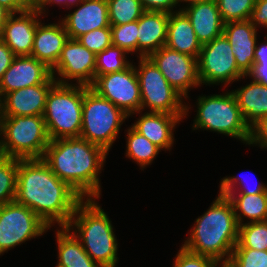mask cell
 <instances>
[{
    "label": "cell",
    "instance_id": "1",
    "mask_svg": "<svg viewBox=\"0 0 267 267\" xmlns=\"http://www.w3.org/2000/svg\"><path fill=\"white\" fill-rule=\"evenodd\" d=\"M83 198L41 159H18L14 201L25 205L50 228L66 227Z\"/></svg>",
    "mask_w": 267,
    "mask_h": 267
},
{
    "label": "cell",
    "instance_id": "2",
    "mask_svg": "<svg viewBox=\"0 0 267 267\" xmlns=\"http://www.w3.org/2000/svg\"><path fill=\"white\" fill-rule=\"evenodd\" d=\"M108 152L81 137L50 140L43 160L84 200L101 195L100 173Z\"/></svg>",
    "mask_w": 267,
    "mask_h": 267
},
{
    "label": "cell",
    "instance_id": "3",
    "mask_svg": "<svg viewBox=\"0 0 267 267\" xmlns=\"http://www.w3.org/2000/svg\"><path fill=\"white\" fill-rule=\"evenodd\" d=\"M195 220L190 237L182 246L216 261L229 260L239 236V224L231 200L218 194L207 211Z\"/></svg>",
    "mask_w": 267,
    "mask_h": 267
},
{
    "label": "cell",
    "instance_id": "4",
    "mask_svg": "<svg viewBox=\"0 0 267 267\" xmlns=\"http://www.w3.org/2000/svg\"><path fill=\"white\" fill-rule=\"evenodd\" d=\"M111 222L96 199H83L66 226L100 267H116L119 260Z\"/></svg>",
    "mask_w": 267,
    "mask_h": 267
},
{
    "label": "cell",
    "instance_id": "5",
    "mask_svg": "<svg viewBox=\"0 0 267 267\" xmlns=\"http://www.w3.org/2000/svg\"><path fill=\"white\" fill-rule=\"evenodd\" d=\"M88 88L58 82L52 86L43 114L50 140L80 137L84 92Z\"/></svg>",
    "mask_w": 267,
    "mask_h": 267
},
{
    "label": "cell",
    "instance_id": "6",
    "mask_svg": "<svg viewBox=\"0 0 267 267\" xmlns=\"http://www.w3.org/2000/svg\"><path fill=\"white\" fill-rule=\"evenodd\" d=\"M0 155L41 159L50 139L43 116H0Z\"/></svg>",
    "mask_w": 267,
    "mask_h": 267
},
{
    "label": "cell",
    "instance_id": "7",
    "mask_svg": "<svg viewBox=\"0 0 267 267\" xmlns=\"http://www.w3.org/2000/svg\"><path fill=\"white\" fill-rule=\"evenodd\" d=\"M197 114L193 120V130L202 129L217 132L249 144L251 129L244 117L233 93L198 96Z\"/></svg>",
    "mask_w": 267,
    "mask_h": 267
},
{
    "label": "cell",
    "instance_id": "8",
    "mask_svg": "<svg viewBox=\"0 0 267 267\" xmlns=\"http://www.w3.org/2000/svg\"><path fill=\"white\" fill-rule=\"evenodd\" d=\"M127 118L121 109L89 87L84 92L80 137L109 153Z\"/></svg>",
    "mask_w": 267,
    "mask_h": 267
},
{
    "label": "cell",
    "instance_id": "9",
    "mask_svg": "<svg viewBox=\"0 0 267 267\" xmlns=\"http://www.w3.org/2000/svg\"><path fill=\"white\" fill-rule=\"evenodd\" d=\"M135 70L140 84L141 110L162 112L171 115L188 116V104L184 97L177 92L166 80L158 67L149 57H139Z\"/></svg>",
    "mask_w": 267,
    "mask_h": 267
},
{
    "label": "cell",
    "instance_id": "10",
    "mask_svg": "<svg viewBox=\"0 0 267 267\" xmlns=\"http://www.w3.org/2000/svg\"><path fill=\"white\" fill-rule=\"evenodd\" d=\"M197 65L201 85H230L234 81L247 79L237 67L232 46L224 34L202 45Z\"/></svg>",
    "mask_w": 267,
    "mask_h": 267
},
{
    "label": "cell",
    "instance_id": "11",
    "mask_svg": "<svg viewBox=\"0 0 267 267\" xmlns=\"http://www.w3.org/2000/svg\"><path fill=\"white\" fill-rule=\"evenodd\" d=\"M50 227L31 209L15 201L0 207V255L35 239Z\"/></svg>",
    "mask_w": 267,
    "mask_h": 267
},
{
    "label": "cell",
    "instance_id": "12",
    "mask_svg": "<svg viewBox=\"0 0 267 267\" xmlns=\"http://www.w3.org/2000/svg\"><path fill=\"white\" fill-rule=\"evenodd\" d=\"M90 88L129 117L141 110L140 84L133 64L120 72L98 76Z\"/></svg>",
    "mask_w": 267,
    "mask_h": 267
},
{
    "label": "cell",
    "instance_id": "13",
    "mask_svg": "<svg viewBox=\"0 0 267 267\" xmlns=\"http://www.w3.org/2000/svg\"><path fill=\"white\" fill-rule=\"evenodd\" d=\"M149 58L158 67L167 82L185 99H188V92L191 88L201 86L197 58L167 46L153 52Z\"/></svg>",
    "mask_w": 267,
    "mask_h": 267
},
{
    "label": "cell",
    "instance_id": "14",
    "mask_svg": "<svg viewBox=\"0 0 267 267\" xmlns=\"http://www.w3.org/2000/svg\"><path fill=\"white\" fill-rule=\"evenodd\" d=\"M96 55L83 46L77 39H68L63 46L56 65L51 69L54 79L61 84L90 87L95 80ZM58 76L56 78V75ZM56 74V75H55ZM70 81V83H69Z\"/></svg>",
    "mask_w": 267,
    "mask_h": 267
},
{
    "label": "cell",
    "instance_id": "15",
    "mask_svg": "<svg viewBox=\"0 0 267 267\" xmlns=\"http://www.w3.org/2000/svg\"><path fill=\"white\" fill-rule=\"evenodd\" d=\"M51 69L32 56H15L0 81V100L9 92L46 83Z\"/></svg>",
    "mask_w": 267,
    "mask_h": 267
},
{
    "label": "cell",
    "instance_id": "16",
    "mask_svg": "<svg viewBox=\"0 0 267 267\" xmlns=\"http://www.w3.org/2000/svg\"><path fill=\"white\" fill-rule=\"evenodd\" d=\"M40 16L43 17L38 9H26L17 14L12 13L7 18L0 39L15 56H31L36 28L41 22Z\"/></svg>",
    "mask_w": 267,
    "mask_h": 267
},
{
    "label": "cell",
    "instance_id": "17",
    "mask_svg": "<svg viewBox=\"0 0 267 267\" xmlns=\"http://www.w3.org/2000/svg\"><path fill=\"white\" fill-rule=\"evenodd\" d=\"M56 82L52 76L44 84L7 93L0 100V116H43L47 95Z\"/></svg>",
    "mask_w": 267,
    "mask_h": 267
},
{
    "label": "cell",
    "instance_id": "18",
    "mask_svg": "<svg viewBox=\"0 0 267 267\" xmlns=\"http://www.w3.org/2000/svg\"><path fill=\"white\" fill-rule=\"evenodd\" d=\"M72 6L77 9L60 20L70 39L111 26L107 0H76Z\"/></svg>",
    "mask_w": 267,
    "mask_h": 267
},
{
    "label": "cell",
    "instance_id": "19",
    "mask_svg": "<svg viewBox=\"0 0 267 267\" xmlns=\"http://www.w3.org/2000/svg\"><path fill=\"white\" fill-rule=\"evenodd\" d=\"M138 120L131 127L145 136L161 150H170L174 144V128L185 118V115H171L162 112H137ZM143 113V114H142Z\"/></svg>",
    "mask_w": 267,
    "mask_h": 267
},
{
    "label": "cell",
    "instance_id": "20",
    "mask_svg": "<svg viewBox=\"0 0 267 267\" xmlns=\"http://www.w3.org/2000/svg\"><path fill=\"white\" fill-rule=\"evenodd\" d=\"M181 10L189 18L201 45L223 34L225 23L216 0H199L186 4Z\"/></svg>",
    "mask_w": 267,
    "mask_h": 267
},
{
    "label": "cell",
    "instance_id": "21",
    "mask_svg": "<svg viewBox=\"0 0 267 267\" xmlns=\"http://www.w3.org/2000/svg\"><path fill=\"white\" fill-rule=\"evenodd\" d=\"M223 34L232 46L237 67L247 75L254 63L257 28L249 20L228 22L224 24Z\"/></svg>",
    "mask_w": 267,
    "mask_h": 267
},
{
    "label": "cell",
    "instance_id": "22",
    "mask_svg": "<svg viewBox=\"0 0 267 267\" xmlns=\"http://www.w3.org/2000/svg\"><path fill=\"white\" fill-rule=\"evenodd\" d=\"M169 13L145 11L138 19L137 57H149L166 45Z\"/></svg>",
    "mask_w": 267,
    "mask_h": 267
},
{
    "label": "cell",
    "instance_id": "23",
    "mask_svg": "<svg viewBox=\"0 0 267 267\" xmlns=\"http://www.w3.org/2000/svg\"><path fill=\"white\" fill-rule=\"evenodd\" d=\"M69 39L61 21L37 25L31 56L52 69L59 60L62 49Z\"/></svg>",
    "mask_w": 267,
    "mask_h": 267
},
{
    "label": "cell",
    "instance_id": "24",
    "mask_svg": "<svg viewBox=\"0 0 267 267\" xmlns=\"http://www.w3.org/2000/svg\"><path fill=\"white\" fill-rule=\"evenodd\" d=\"M167 47L198 59L201 43L197 40L193 26L186 14L179 8L169 13Z\"/></svg>",
    "mask_w": 267,
    "mask_h": 267
},
{
    "label": "cell",
    "instance_id": "25",
    "mask_svg": "<svg viewBox=\"0 0 267 267\" xmlns=\"http://www.w3.org/2000/svg\"><path fill=\"white\" fill-rule=\"evenodd\" d=\"M244 117L245 123L251 129L267 115V86L254 82L231 91Z\"/></svg>",
    "mask_w": 267,
    "mask_h": 267
},
{
    "label": "cell",
    "instance_id": "26",
    "mask_svg": "<svg viewBox=\"0 0 267 267\" xmlns=\"http://www.w3.org/2000/svg\"><path fill=\"white\" fill-rule=\"evenodd\" d=\"M57 267H100L86 253L80 241L67 227L56 229Z\"/></svg>",
    "mask_w": 267,
    "mask_h": 267
},
{
    "label": "cell",
    "instance_id": "27",
    "mask_svg": "<svg viewBox=\"0 0 267 267\" xmlns=\"http://www.w3.org/2000/svg\"><path fill=\"white\" fill-rule=\"evenodd\" d=\"M227 196L234 207L239 226L244 224L243 218L258 222L267 220V191L257 194H221ZM243 222V223H242Z\"/></svg>",
    "mask_w": 267,
    "mask_h": 267
},
{
    "label": "cell",
    "instance_id": "28",
    "mask_svg": "<svg viewBox=\"0 0 267 267\" xmlns=\"http://www.w3.org/2000/svg\"><path fill=\"white\" fill-rule=\"evenodd\" d=\"M126 157L136 162L142 170L151 165L161 149L139 134L131 126L126 130Z\"/></svg>",
    "mask_w": 267,
    "mask_h": 267
},
{
    "label": "cell",
    "instance_id": "29",
    "mask_svg": "<svg viewBox=\"0 0 267 267\" xmlns=\"http://www.w3.org/2000/svg\"><path fill=\"white\" fill-rule=\"evenodd\" d=\"M127 54L123 49L114 45L98 53L96 55L95 79L100 75L120 72L128 68L133 62L127 59Z\"/></svg>",
    "mask_w": 267,
    "mask_h": 267
},
{
    "label": "cell",
    "instance_id": "30",
    "mask_svg": "<svg viewBox=\"0 0 267 267\" xmlns=\"http://www.w3.org/2000/svg\"><path fill=\"white\" fill-rule=\"evenodd\" d=\"M110 25L137 21L145 12L140 0H107Z\"/></svg>",
    "mask_w": 267,
    "mask_h": 267
},
{
    "label": "cell",
    "instance_id": "31",
    "mask_svg": "<svg viewBox=\"0 0 267 267\" xmlns=\"http://www.w3.org/2000/svg\"><path fill=\"white\" fill-rule=\"evenodd\" d=\"M234 248L267 251V220L246 222L239 226L238 243Z\"/></svg>",
    "mask_w": 267,
    "mask_h": 267
},
{
    "label": "cell",
    "instance_id": "32",
    "mask_svg": "<svg viewBox=\"0 0 267 267\" xmlns=\"http://www.w3.org/2000/svg\"><path fill=\"white\" fill-rule=\"evenodd\" d=\"M18 159L0 155V207L16 195Z\"/></svg>",
    "mask_w": 267,
    "mask_h": 267
},
{
    "label": "cell",
    "instance_id": "33",
    "mask_svg": "<svg viewBox=\"0 0 267 267\" xmlns=\"http://www.w3.org/2000/svg\"><path fill=\"white\" fill-rule=\"evenodd\" d=\"M224 23L249 20L256 0H216Z\"/></svg>",
    "mask_w": 267,
    "mask_h": 267
},
{
    "label": "cell",
    "instance_id": "34",
    "mask_svg": "<svg viewBox=\"0 0 267 267\" xmlns=\"http://www.w3.org/2000/svg\"><path fill=\"white\" fill-rule=\"evenodd\" d=\"M112 45L118 46L126 53H137L138 20L123 24L111 25Z\"/></svg>",
    "mask_w": 267,
    "mask_h": 267
},
{
    "label": "cell",
    "instance_id": "35",
    "mask_svg": "<svg viewBox=\"0 0 267 267\" xmlns=\"http://www.w3.org/2000/svg\"><path fill=\"white\" fill-rule=\"evenodd\" d=\"M229 260L236 267H267V251L234 248Z\"/></svg>",
    "mask_w": 267,
    "mask_h": 267
},
{
    "label": "cell",
    "instance_id": "36",
    "mask_svg": "<svg viewBox=\"0 0 267 267\" xmlns=\"http://www.w3.org/2000/svg\"><path fill=\"white\" fill-rule=\"evenodd\" d=\"M77 40L97 55L112 45L111 29L110 27L95 29L81 35Z\"/></svg>",
    "mask_w": 267,
    "mask_h": 267
},
{
    "label": "cell",
    "instance_id": "37",
    "mask_svg": "<svg viewBox=\"0 0 267 267\" xmlns=\"http://www.w3.org/2000/svg\"><path fill=\"white\" fill-rule=\"evenodd\" d=\"M245 180L236 176H226L221 179L218 194H257L267 191V184L259 183L253 188L245 186ZM239 186V187H238ZM239 188V189H238Z\"/></svg>",
    "mask_w": 267,
    "mask_h": 267
},
{
    "label": "cell",
    "instance_id": "38",
    "mask_svg": "<svg viewBox=\"0 0 267 267\" xmlns=\"http://www.w3.org/2000/svg\"><path fill=\"white\" fill-rule=\"evenodd\" d=\"M217 261L188 251L183 246L178 251L173 267H215Z\"/></svg>",
    "mask_w": 267,
    "mask_h": 267
},
{
    "label": "cell",
    "instance_id": "39",
    "mask_svg": "<svg viewBox=\"0 0 267 267\" xmlns=\"http://www.w3.org/2000/svg\"><path fill=\"white\" fill-rule=\"evenodd\" d=\"M248 145L267 149V115L251 128V136Z\"/></svg>",
    "mask_w": 267,
    "mask_h": 267
},
{
    "label": "cell",
    "instance_id": "40",
    "mask_svg": "<svg viewBox=\"0 0 267 267\" xmlns=\"http://www.w3.org/2000/svg\"><path fill=\"white\" fill-rule=\"evenodd\" d=\"M249 21L257 28H267V0H256Z\"/></svg>",
    "mask_w": 267,
    "mask_h": 267
},
{
    "label": "cell",
    "instance_id": "41",
    "mask_svg": "<svg viewBox=\"0 0 267 267\" xmlns=\"http://www.w3.org/2000/svg\"><path fill=\"white\" fill-rule=\"evenodd\" d=\"M145 11H163L167 13L176 12L177 3L175 0H140ZM176 8L174 10L173 8Z\"/></svg>",
    "mask_w": 267,
    "mask_h": 267
},
{
    "label": "cell",
    "instance_id": "42",
    "mask_svg": "<svg viewBox=\"0 0 267 267\" xmlns=\"http://www.w3.org/2000/svg\"><path fill=\"white\" fill-rule=\"evenodd\" d=\"M15 55L5 42L0 39V81L4 73L11 65Z\"/></svg>",
    "mask_w": 267,
    "mask_h": 267
},
{
    "label": "cell",
    "instance_id": "43",
    "mask_svg": "<svg viewBox=\"0 0 267 267\" xmlns=\"http://www.w3.org/2000/svg\"><path fill=\"white\" fill-rule=\"evenodd\" d=\"M266 41L256 44L254 53L253 65H262V68H267V35H265Z\"/></svg>",
    "mask_w": 267,
    "mask_h": 267
},
{
    "label": "cell",
    "instance_id": "44",
    "mask_svg": "<svg viewBox=\"0 0 267 267\" xmlns=\"http://www.w3.org/2000/svg\"><path fill=\"white\" fill-rule=\"evenodd\" d=\"M246 76L250 77L254 82L267 86V68H262V65H252Z\"/></svg>",
    "mask_w": 267,
    "mask_h": 267
},
{
    "label": "cell",
    "instance_id": "45",
    "mask_svg": "<svg viewBox=\"0 0 267 267\" xmlns=\"http://www.w3.org/2000/svg\"><path fill=\"white\" fill-rule=\"evenodd\" d=\"M75 1L76 0H41L40 5L38 7V11L41 14L45 15V12H47L46 10H48V5H52V3L57 5L59 4V6L60 5L64 6V8L66 6V8L69 9L70 7L72 8V5L74 4Z\"/></svg>",
    "mask_w": 267,
    "mask_h": 267
},
{
    "label": "cell",
    "instance_id": "46",
    "mask_svg": "<svg viewBox=\"0 0 267 267\" xmlns=\"http://www.w3.org/2000/svg\"><path fill=\"white\" fill-rule=\"evenodd\" d=\"M0 5L12 13H20L26 8L18 0H0Z\"/></svg>",
    "mask_w": 267,
    "mask_h": 267
},
{
    "label": "cell",
    "instance_id": "47",
    "mask_svg": "<svg viewBox=\"0 0 267 267\" xmlns=\"http://www.w3.org/2000/svg\"><path fill=\"white\" fill-rule=\"evenodd\" d=\"M10 14L11 13L8 10L0 5V37L2 34L3 26L5 25V22Z\"/></svg>",
    "mask_w": 267,
    "mask_h": 267
},
{
    "label": "cell",
    "instance_id": "48",
    "mask_svg": "<svg viewBox=\"0 0 267 267\" xmlns=\"http://www.w3.org/2000/svg\"><path fill=\"white\" fill-rule=\"evenodd\" d=\"M26 9H38L41 0H18Z\"/></svg>",
    "mask_w": 267,
    "mask_h": 267
},
{
    "label": "cell",
    "instance_id": "49",
    "mask_svg": "<svg viewBox=\"0 0 267 267\" xmlns=\"http://www.w3.org/2000/svg\"><path fill=\"white\" fill-rule=\"evenodd\" d=\"M215 267H236V266L230 260H223V261H217Z\"/></svg>",
    "mask_w": 267,
    "mask_h": 267
},
{
    "label": "cell",
    "instance_id": "50",
    "mask_svg": "<svg viewBox=\"0 0 267 267\" xmlns=\"http://www.w3.org/2000/svg\"><path fill=\"white\" fill-rule=\"evenodd\" d=\"M176 1V3H177V5H179L180 6V2H185V4L187 3V4H189V3H192V2H196V1H199V0H175Z\"/></svg>",
    "mask_w": 267,
    "mask_h": 267
}]
</instances>
